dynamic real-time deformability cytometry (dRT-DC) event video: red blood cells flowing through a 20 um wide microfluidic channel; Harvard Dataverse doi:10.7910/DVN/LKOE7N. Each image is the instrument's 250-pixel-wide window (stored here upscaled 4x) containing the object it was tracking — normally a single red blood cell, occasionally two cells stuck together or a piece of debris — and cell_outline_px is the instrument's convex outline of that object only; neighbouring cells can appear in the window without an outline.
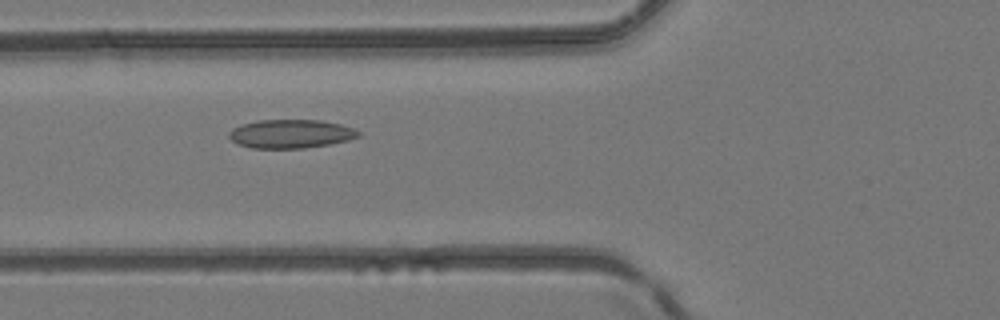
{"species": "common noctule bat (a hibernating species)", "species_latin": "Nyctalus noctula", "temperature_condition": "room temperature", "stored_images_in_passage": 5, "camera_frame_rate_fps": 3000, "um_per_image_px": 0.085, "animal": {"sex": "female", "body_mass_g": 24.6, "forearm_length_mm": 56.2}, "frame": {"image": 1, "passage_image": 4, "time_ms": 1.0, "image_size_px": [1000, 320], "cell_outline_px": [[360, 136], [348, 140], [328, 144], [304, 148], [252, 148], [236, 144], [228, 136], [228, 132], [232, 128], [240, 124], [260, 120], [320, 120], [340, 124], [352, 128], [360, 132]], "centroid_in_image_um": [24.67, 11.37], "position_along_channel_um": 101.1, "area_um2": 21.62}}
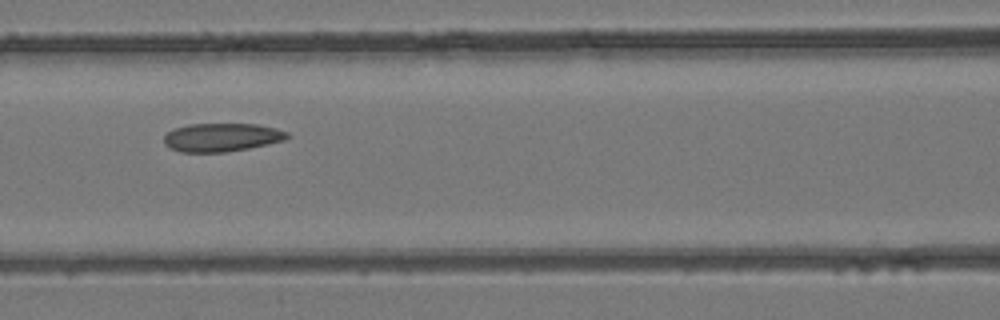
{"frame": {"image": 2, "passage_image": 5, "time_ms": 1.333, "image_size_px": [1000, 320], "cell_outline_px": [[292, 136], [284, 140], [268, 144], [248, 148], [224, 152], [180, 152], [164, 144], [164, 136], [168, 132], [176, 128], [188, 124], [256, 124], [276, 128], [288, 132]], "centroid_in_image_um": [18.87, 11.67], "position_along_channel_um": 147.7, "area_um2": 20.35}}